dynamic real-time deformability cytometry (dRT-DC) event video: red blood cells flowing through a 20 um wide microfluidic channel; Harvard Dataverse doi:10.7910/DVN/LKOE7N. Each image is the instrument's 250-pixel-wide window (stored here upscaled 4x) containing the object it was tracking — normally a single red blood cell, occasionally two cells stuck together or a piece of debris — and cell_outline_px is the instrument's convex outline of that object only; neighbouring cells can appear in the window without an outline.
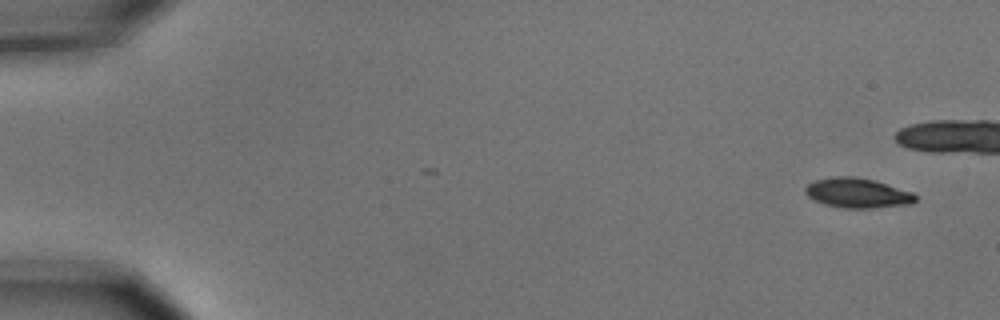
{"species": "common noctule bat (a hibernating species)", "species_latin": "Nyctalus noctula", "temperature_condition": "cold", "stored_images_in_passage": 8, "camera_frame_rate_fps": 3000, "um_per_image_px": 0.085, "animal": {"sex": "male", "body_mass_g": 15.6}, "frame": {"image": 1, "passage_image": 1, "time_ms": 0.0, "image_size_px": [1000, 320], "cell_outline_px": [[916, 200], [912, 204], [872, 208], [844, 208], [824, 204], [808, 196], [804, 192], [804, 188], [808, 184], [816, 180], [832, 176], [856, 176], [876, 180], [912, 192], [916, 196]], "centroid_in_image_um": [72.89, 16.39], "position_along_channel_um": 12.1, "area_um2": 19.25}}
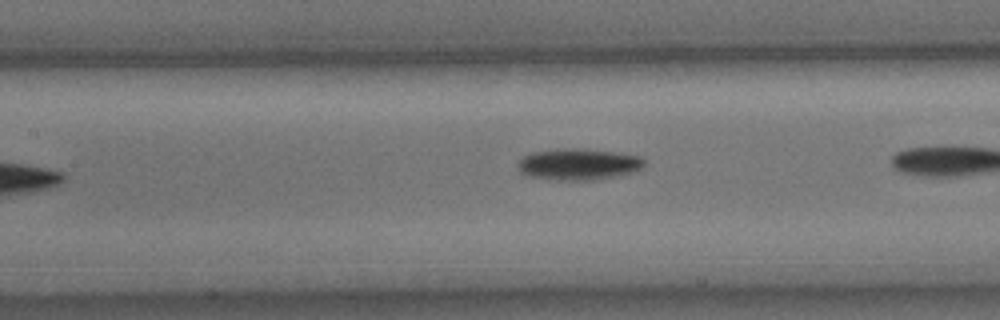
{"frame": {"image": 2, "passage_image": 8, "time_ms": 2.333, "image_size_px": [1000, 320], "cell_outline_px": [[644, 164], [640, 168], [632, 172], [596, 180], [552, 180], [524, 176], [516, 168], [516, 164], [524, 156], [536, 152], [556, 148], [576, 148], [612, 152], [640, 156], [644, 160]], "centroid_in_image_um": [49.08, 13.97], "position_along_channel_um": 158.3, "area_um2": 23.18}}